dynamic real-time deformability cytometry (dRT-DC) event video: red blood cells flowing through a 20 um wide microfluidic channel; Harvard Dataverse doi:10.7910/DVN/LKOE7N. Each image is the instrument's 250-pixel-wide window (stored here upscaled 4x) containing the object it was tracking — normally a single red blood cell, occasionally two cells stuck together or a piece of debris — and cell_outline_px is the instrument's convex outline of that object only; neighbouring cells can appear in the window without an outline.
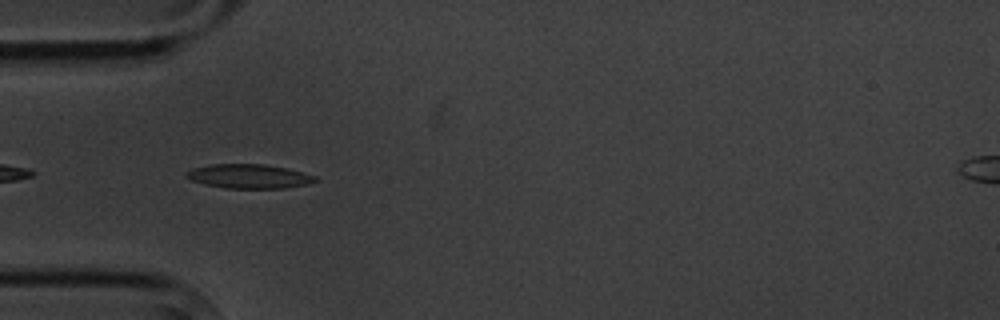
{"species": "common noctule bat (a hibernating species)", "species_latin": "Nyctalus noctula", "temperature_condition": "cold", "stored_images_in_passage": 14, "camera_frame_rate_fps": 3000, "um_per_image_px": 0.085, "animal": {"sex": "male", "body_mass_g": 20.1, "forearm_length_mm": 53.5}, "frame": {"image": 1, "passage_image": 4, "time_ms": 4.333, "image_size_px": [1000, 320], "cell_outline_px": [[320, 180], [308, 184], [284, 188], [224, 188], [204, 184], [192, 180], [184, 176], [184, 172], [192, 168], [212, 164], [264, 164], [288, 168], [316, 176]], "centroid_in_image_um": [21.16, 14.98], "position_along_channel_um": 63.8, "area_um2": 18.32}}
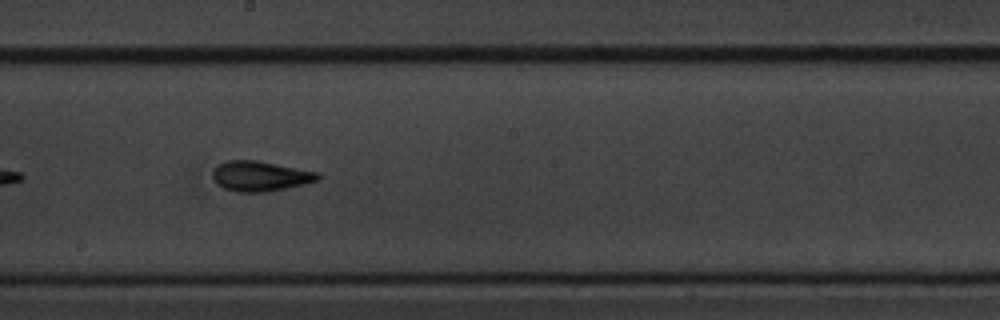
{"frame": {"image": 2, "passage_image": 8, "time_ms": 9.0, "image_size_px": [1000, 320], "cell_outline_px": [[320, 180], [304, 184], [268, 192], [236, 192], [224, 188], [216, 184], [212, 180], [212, 172], [216, 164], [228, 160], [256, 160], [320, 172]], "centroid_in_image_um": [22.1, 14.97], "position_along_channel_um": 226.1, "area_um2": 18.79}}
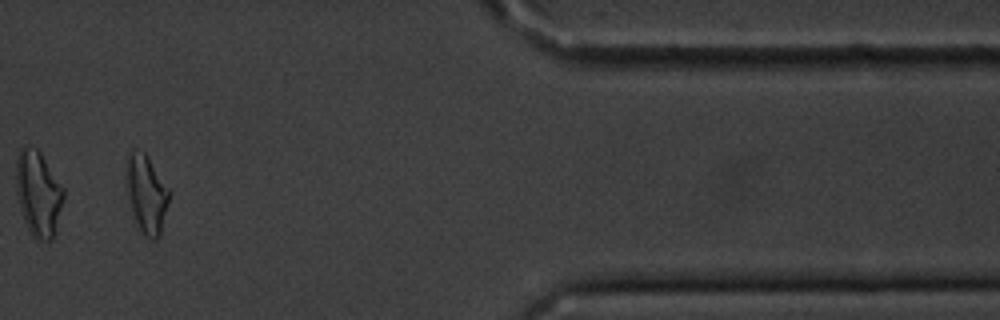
{"frame": {"image": 3, "passage_image": 13, "time_ms": 15.0, "image_size_px": [1000, 320], "cell_outline_px": [[168, 200], [160, 232], [156, 240], [152, 240], [140, 236], [124, 188], [124, 160], [132, 148], [136, 148], [144, 152], [148, 156], [168, 188]], "centroid_in_image_um": [12.34, 16.44], "position_along_channel_um": 399.1, "area_um2": 20.23}, "authors_computed_cell_mechanics": {"area_um2": 18.4382, "velocity_mm_per_s": 3.4807, "shape_relaxation_time_tau1_ms": 4.7764, "shape_relaxation_time_tau2_ms": 1.5368, "deformation_change_tau1": 0.1228, "deformation_change_tau2": 0.069}}